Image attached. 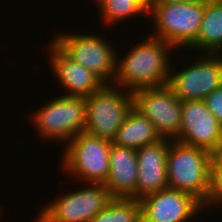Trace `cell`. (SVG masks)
<instances>
[{"mask_svg":"<svg viewBox=\"0 0 222 222\" xmlns=\"http://www.w3.org/2000/svg\"><path fill=\"white\" fill-rule=\"evenodd\" d=\"M204 102L211 113L222 124V85L207 96Z\"/></svg>","mask_w":222,"mask_h":222,"instance_id":"obj_21","label":"cell"},{"mask_svg":"<svg viewBox=\"0 0 222 222\" xmlns=\"http://www.w3.org/2000/svg\"><path fill=\"white\" fill-rule=\"evenodd\" d=\"M170 139L162 138L156 143L136 149L138 182L136 199L168 188L166 157Z\"/></svg>","mask_w":222,"mask_h":222,"instance_id":"obj_13","label":"cell"},{"mask_svg":"<svg viewBox=\"0 0 222 222\" xmlns=\"http://www.w3.org/2000/svg\"><path fill=\"white\" fill-rule=\"evenodd\" d=\"M50 64L66 96L84 97L99 90L104 83L89 69L71 59L53 40L50 43Z\"/></svg>","mask_w":222,"mask_h":222,"instance_id":"obj_14","label":"cell"},{"mask_svg":"<svg viewBox=\"0 0 222 222\" xmlns=\"http://www.w3.org/2000/svg\"><path fill=\"white\" fill-rule=\"evenodd\" d=\"M87 186L49 202L35 222H89L113 197L104 184L89 183Z\"/></svg>","mask_w":222,"mask_h":222,"instance_id":"obj_7","label":"cell"},{"mask_svg":"<svg viewBox=\"0 0 222 222\" xmlns=\"http://www.w3.org/2000/svg\"><path fill=\"white\" fill-rule=\"evenodd\" d=\"M212 156L202 148L171 140L166 157L168 188L186 192L202 204L208 193Z\"/></svg>","mask_w":222,"mask_h":222,"instance_id":"obj_2","label":"cell"},{"mask_svg":"<svg viewBox=\"0 0 222 222\" xmlns=\"http://www.w3.org/2000/svg\"><path fill=\"white\" fill-rule=\"evenodd\" d=\"M222 203V158L213 155L209 164L208 193L202 208Z\"/></svg>","mask_w":222,"mask_h":222,"instance_id":"obj_20","label":"cell"},{"mask_svg":"<svg viewBox=\"0 0 222 222\" xmlns=\"http://www.w3.org/2000/svg\"><path fill=\"white\" fill-rule=\"evenodd\" d=\"M192 0H150L149 5H162V4H181L187 3Z\"/></svg>","mask_w":222,"mask_h":222,"instance_id":"obj_22","label":"cell"},{"mask_svg":"<svg viewBox=\"0 0 222 222\" xmlns=\"http://www.w3.org/2000/svg\"><path fill=\"white\" fill-rule=\"evenodd\" d=\"M190 65L178 73L170 71L167 82L181 101L204 100L222 85V54H206Z\"/></svg>","mask_w":222,"mask_h":222,"instance_id":"obj_10","label":"cell"},{"mask_svg":"<svg viewBox=\"0 0 222 222\" xmlns=\"http://www.w3.org/2000/svg\"><path fill=\"white\" fill-rule=\"evenodd\" d=\"M66 143L62 154L65 171L88 184H105L112 141L83 132Z\"/></svg>","mask_w":222,"mask_h":222,"instance_id":"obj_4","label":"cell"},{"mask_svg":"<svg viewBox=\"0 0 222 222\" xmlns=\"http://www.w3.org/2000/svg\"><path fill=\"white\" fill-rule=\"evenodd\" d=\"M218 155L222 158V148H221V151Z\"/></svg>","mask_w":222,"mask_h":222,"instance_id":"obj_24","label":"cell"},{"mask_svg":"<svg viewBox=\"0 0 222 222\" xmlns=\"http://www.w3.org/2000/svg\"><path fill=\"white\" fill-rule=\"evenodd\" d=\"M33 116V125L42 139L65 142L86 128V98L61 95L47 102Z\"/></svg>","mask_w":222,"mask_h":222,"instance_id":"obj_6","label":"cell"},{"mask_svg":"<svg viewBox=\"0 0 222 222\" xmlns=\"http://www.w3.org/2000/svg\"><path fill=\"white\" fill-rule=\"evenodd\" d=\"M101 10V17L109 25L142 13L149 15L148 10L138 0H96ZM146 12V13H145Z\"/></svg>","mask_w":222,"mask_h":222,"instance_id":"obj_19","label":"cell"},{"mask_svg":"<svg viewBox=\"0 0 222 222\" xmlns=\"http://www.w3.org/2000/svg\"><path fill=\"white\" fill-rule=\"evenodd\" d=\"M120 89L119 86L114 87V84H104L99 90L86 97L84 132L112 141L133 108L132 92L125 93Z\"/></svg>","mask_w":222,"mask_h":222,"instance_id":"obj_5","label":"cell"},{"mask_svg":"<svg viewBox=\"0 0 222 222\" xmlns=\"http://www.w3.org/2000/svg\"><path fill=\"white\" fill-rule=\"evenodd\" d=\"M110 168L104 186L113 198L136 199L138 161L136 149L112 144Z\"/></svg>","mask_w":222,"mask_h":222,"instance_id":"obj_15","label":"cell"},{"mask_svg":"<svg viewBox=\"0 0 222 222\" xmlns=\"http://www.w3.org/2000/svg\"><path fill=\"white\" fill-rule=\"evenodd\" d=\"M170 49L174 51L170 44L149 35L121 61L116 59L115 85L131 92L167 85L171 71Z\"/></svg>","mask_w":222,"mask_h":222,"instance_id":"obj_1","label":"cell"},{"mask_svg":"<svg viewBox=\"0 0 222 222\" xmlns=\"http://www.w3.org/2000/svg\"><path fill=\"white\" fill-rule=\"evenodd\" d=\"M138 1L148 10L150 0H138Z\"/></svg>","mask_w":222,"mask_h":222,"instance_id":"obj_23","label":"cell"},{"mask_svg":"<svg viewBox=\"0 0 222 222\" xmlns=\"http://www.w3.org/2000/svg\"><path fill=\"white\" fill-rule=\"evenodd\" d=\"M141 222H188L201 212V203L192 195L166 188L139 199Z\"/></svg>","mask_w":222,"mask_h":222,"instance_id":"obj_12","label":"cell"},{"mask_svg":"<svg viewBox=\"0 0 222 222\" xmlns=\"http://www.w3.org/2000/svg\"><path fill=\"white\" fill-rule=\"evenodd\" d=\"M71 59L89 69L104 84L116 74L115 48L95 35L59 34L53 40ZM108 80V81H107Z\"/></svg>","mask_w":222,"mask_h":222,"instance_id":"obj_8","label":"cell"},{"mask_svg":"<svg viewBox=\"0 0 222 222\" xmlns=\"http://www.w3.org/2000/svg\"><path fill=\"white\" fill-rule=\"evenodd\" d=\"M175 141L218 155L222 148V124L204 100L182 101L181 125Z\"/></svg>","mask_w":222,"mask_h":222,"instance_id":"obj_11","label":"cell"},{"mask_svg":"<svg viewBox=\"0 0 222 222\" xmlns=\"http://www.w3.org/2000/svg\"><path fill=\"white\" fill-rule=\"evenodd\" d=\"M204 9L205 0L149 5L148 12L157 28V33L150 36L165 41L174 49L189 48L198 37Z\"/></svg>","mask_w":222,"mask_h":222,"instance_id":"obj_3","label":"cell"},{"mask_svg":"<svg viewBox=\"0 0 222 222\" xmlns=\"http://www.w3.org/2000/svg\"><path fill=\"white\" fill-rule=\"evenodd\" d=\"M133 108L146 117L161 138L175 140L181 125L182 101L167 86L140 88L132 92Z\"/></svg>","mask_w":222,"mask_h":222,"instance_id":"obj_9","label":"cell"},{"mask_svg":"<svg viewBox=\"0 0 222 222\" xmlns=\"http://www.w3.org/2000/svg\"><path fill=\"white\" fill-rule=\"evenodd\" d=\"M161 139L154 125L132 108L112 139V144L138 149Z\"/></svg>","mask_w":222,"mask_h":222,"instance_id":"obj_16","label":"cell"},{"mask_svg":"<svg viewBox=\"0 0 222 222\" xmlns=\"http://www.w3.org/2000/svg\"><path fill=\"white\" fill-rule=\"evenodd\" d=\"M89 222H141L139 200L133 198H113Z\"/></svg>","mask_w":222,"mask_h":222,"instance_id":"obj_18","label":"cell"},{"mask_svg":"<svg viewBox=\"0 0 222 222\" xmlns=\"http://www.w3.org/2000/svg\"><path fill=\"white\" fill-rule=\"evenodd\" d=\"M189 48L203 49L205 54H222V0H205L198 37Z\"/></svg>","mask_w":222,"mask_h":222,"instance_id":"obj_17","label":"cell"}]
</instances>
